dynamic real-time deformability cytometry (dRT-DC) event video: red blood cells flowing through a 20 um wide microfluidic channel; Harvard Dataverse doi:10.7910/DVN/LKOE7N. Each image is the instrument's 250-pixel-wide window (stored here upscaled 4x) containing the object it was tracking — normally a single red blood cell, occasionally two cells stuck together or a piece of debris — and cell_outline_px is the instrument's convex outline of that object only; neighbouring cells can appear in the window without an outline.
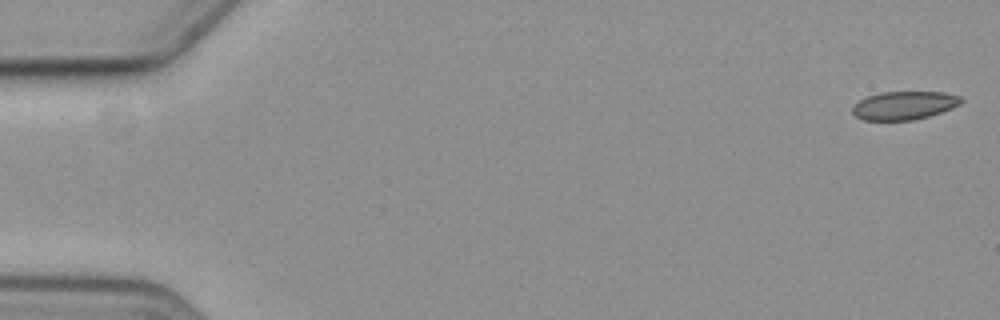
{"species": "common noctule bat (a hibernating species)", "species_latin": "Nyctalus noctula", "temperature_condition": "cold", "stored_images_in_passage": 6, "camera_frame_rate_fps": 3000, "um_per_image_px": 0.085, "animal": {"sex": "female", "body_mass_g": 19.3, "forearm_length_mm": 54.1}, "frame": {"image": 1, "passage_image": 1, "time_ms": 0.0, "image_size_px": [1000, 320], "cell_outline_px": [[964, 100], [960, 104], [952, 108], [928, 116], [912, 120], [864, 120], [856, 116], [852, 112], [852, 108], [860, 100], [868, 96], [880, 92], [944, 92], [960, 96]], "centroid_in_image_um": [76.87, 8.95], "position_along_channel_um": 8.1, "area_um2": 17.8}}
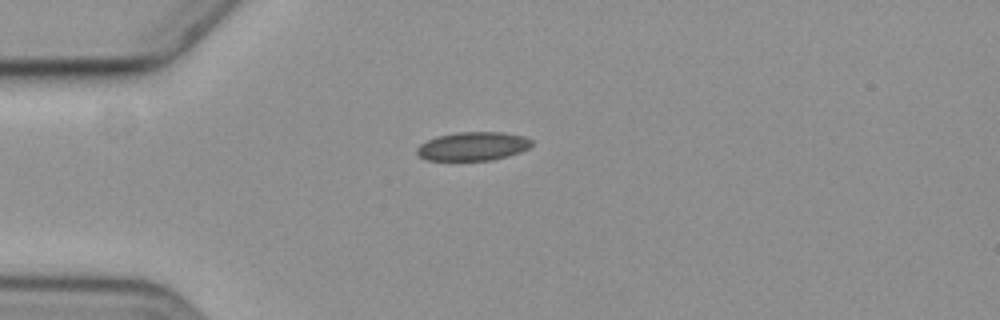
{"frame": {"image": 2, "passage_image": 5, "time_ms": 4.667, "image_size_px": [1000, 320], "cell_outline_px": [[532, 144], [528, 148], [520, 152], [508, 156], [492, 160], [424, 160], [416, 152], [416, 148], [420, 144], [436, 136], [456, 132], [504, 132], [524, 136], [532, 140]], "centroid_in_image_um": [40.19, 12.43], "position_along_channel_um": 44.8, "area_um2": 19.25}}